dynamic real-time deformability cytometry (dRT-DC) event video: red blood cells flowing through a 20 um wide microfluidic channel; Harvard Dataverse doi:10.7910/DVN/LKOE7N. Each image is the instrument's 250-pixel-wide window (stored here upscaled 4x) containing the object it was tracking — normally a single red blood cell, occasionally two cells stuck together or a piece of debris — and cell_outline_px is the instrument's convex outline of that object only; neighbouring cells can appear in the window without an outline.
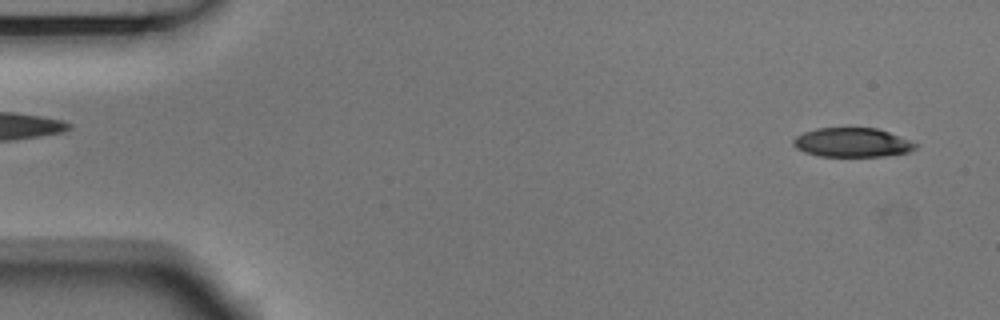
{"species": "Egyptian fruit bat (a non-hibernating species)", "species_latin": "Rousettus aegyptiacus", "temperature_condition": "room temperature", "stored_images_in_passage": 5, "segment_of_instrument_passage": [2, 2], "camera_frame_rate_fps": 3000, "um_per_image_px": 0.085, "animal": {"sex": "male"}, "frame": {"image": 1, "passage_image": 5, "time_ms": 1.333, "image_size_px": [1000, 320], "cell_outline_px": [[916, 148], [908, 152], [884, 156], [820, 156], [804, 152], [796, 148], [792, 144], [792, 140], [796, 136], [804, 132], [816, 128], [876, 128], [888, 132], [908, 140], [916, 144]], "centroid_in_image_um": [72.38, 12.11], "position_along_channel_um": 12.6, "area_um2": 20.58}}